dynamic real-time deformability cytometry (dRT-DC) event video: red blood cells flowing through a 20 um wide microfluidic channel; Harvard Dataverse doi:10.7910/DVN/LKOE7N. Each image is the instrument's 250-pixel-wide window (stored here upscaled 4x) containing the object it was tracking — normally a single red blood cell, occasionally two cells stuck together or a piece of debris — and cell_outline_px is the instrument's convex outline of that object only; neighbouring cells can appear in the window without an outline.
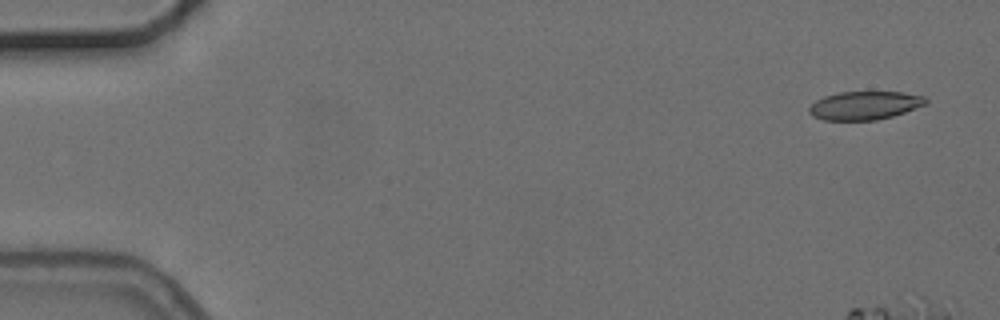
{"species": "common noctule bat (a hibernating species)", "species_latin": "Nyctalus noctula", "temperature_condition": "cold", "stored_images_in_passage": 7, "camera_frame_rate_fps": 3000, "um_per_image_px": 0.085, "animal": {"sex": "female", "body_mass_g": 24.6, "forearm_length_mm": 56.2}, "frame": {"image": 1, "passage_image": 1, "time_ms": 0.0, "image_size_px": [1000, 320], "cell_outline_px": [[928, 100], [924, 104], [904, 112], [892, 116], [876, 120], [824, 120], [812, 116], [808, 112], [808, 108], [816, 100], [824, 96], [840, 92], [900, 92], [924, 96]], "centroid_in_image_um": [73.45, 8.96], "position_along_channel_um": 11.6, "area_um2": 19.13}}